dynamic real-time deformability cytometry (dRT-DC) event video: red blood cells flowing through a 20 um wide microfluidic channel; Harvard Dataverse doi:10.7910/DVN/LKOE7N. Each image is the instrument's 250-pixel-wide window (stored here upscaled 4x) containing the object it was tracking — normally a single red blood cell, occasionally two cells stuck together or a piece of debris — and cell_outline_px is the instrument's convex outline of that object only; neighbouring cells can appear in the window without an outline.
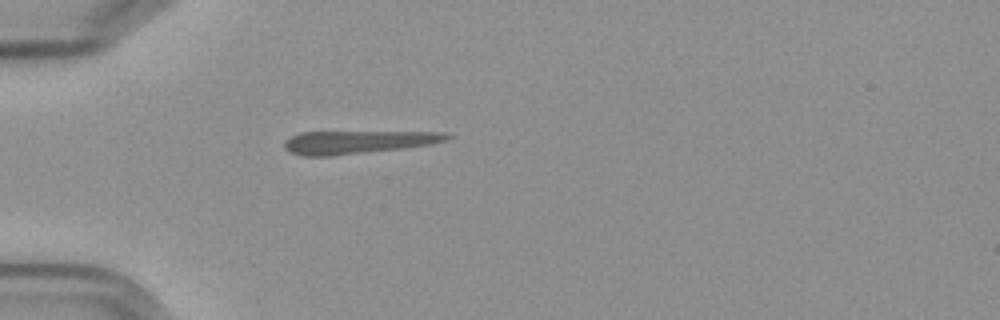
{"species": "Egyptian fruit bat (a non-hibernating species)", "species_latin": "Rousettus aegyptiacus", "temperature_condition": "cold", "stored_images_in_passage": 40, "camera_frame_rate_fps": 3000, "um_per_image_px": 0.085, "frame": {"image": 1, "passage_image": 1, "time_ms": 0.0, "image_size_px": [1000, 320], "cell_outline_px": [[452, 136], [444, 140], [432, 144], [404, 148], [332, 156], [300, 156], [284, 148], [284, 140], [300, 132], [444, 132]], "centroid_in_image_um": [30.37, 12.08], "position_along_channel_um": 54.6, "area_um2": 21.73}}
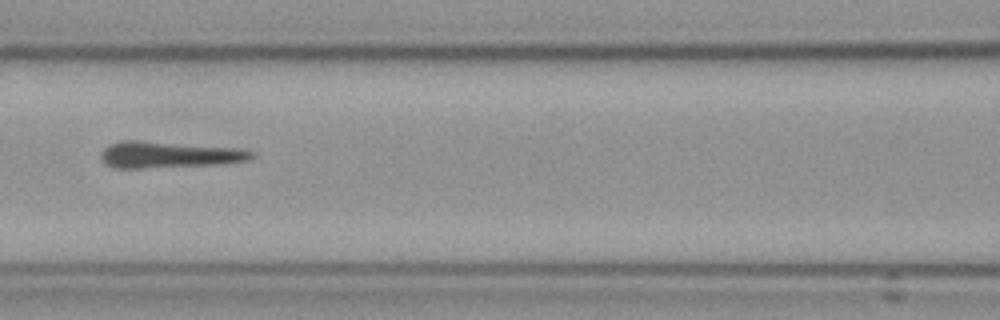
{"frame": {"image": 2, "passage_image": 10, "time_ms": 3.0, "image_size_px": [1000, 320], "cell_outline_px": [[256, 156], [248, 160], [224, 164], [140, 168], [112, 168], [104, 164], [100, 160], [100, 152], [108, 144], [120, 140], [136, 140], [240, 148], [256, 152]], "centroid_in_image_um": [14.33, 13.15], "position_along_channel_um": 152.3, "area_um2": 23.64}}
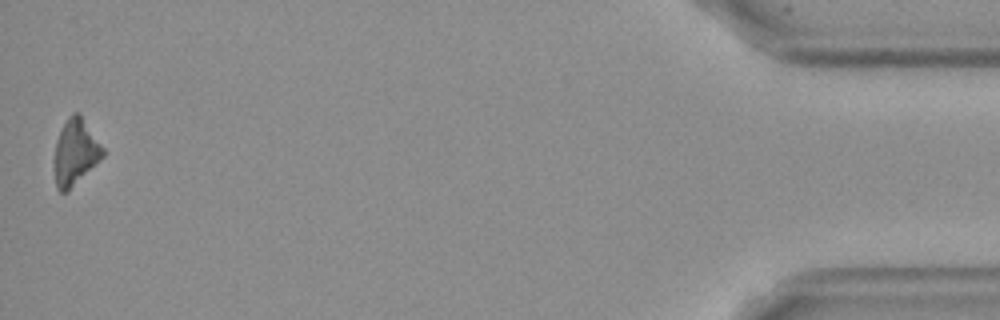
{"frame": {"image": 3, "passage_image": 40, "time_ms": 13.0, "image_size_px": [1000, 320], "cell_outline_px": [[104, 156], [68, 192], [60, 192], [56, 188], [52, 160], [56, 140], [68, 116], [72, 112], [80, 112], [104, 148]], "centroid_in_image_um": [6.38, 12.95], "position_along_channel_um": 428.8, "area_um2": 19.13}}